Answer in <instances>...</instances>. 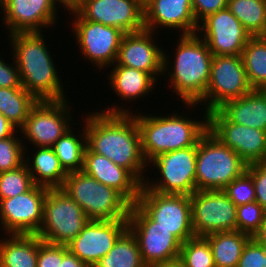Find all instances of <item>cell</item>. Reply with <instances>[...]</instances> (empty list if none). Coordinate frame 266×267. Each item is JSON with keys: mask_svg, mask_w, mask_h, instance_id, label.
Masks as SVG:
<instances>
[{"mask_svg": "<svg viewBox=\"0 0 266 267\" xmlns=\"http://www.w3.org/2000/svg\"><path fill=\"white\" fill-rule=\"evenodd\" d=\"M111 107L85 115L87 147L129 170L143 184L146 179L144 172L149 169L143 156L135 113L131 111L133 108Z\"/></svg>", "mask_w": 266, "mask_h": 267, "instance_id": "1", "label": "cell"}, {"mask_svg": "<svg viewBox=\"0 0 266 267\" xmlns=\"http://www.w3.org/2000/svg\"><path fill=\"white\" fill-rule=\"evenodd\" d=\"M42 32L8 35L22 87L37 101L64 100V87ZM55 65V66H54Z\"/></svg>", "mask_w": 266, "mask_h": 267, "instance_id": "2", "label": "cell"}, {"mask_svg": "<svg viewBox=\"0 0 266 267\" xmlns=\"http://www.w3.org/2000/svg\"><path fill=\"white\" fill-rule=\"evenodd\" d=\"M178 36L175 52H172L173 59L163 49L162 77L168 75L169 89L184 104H197L206 93L213 54L197 33Z\"/></svg>", "mask_w": 266, "mask_h": 267, "instance_id": "3", "label": "cell"}, {"mask_svg": "<svg viewBox=\"0 0 266 267\" xmlns=\"http://www.w3.org/2000/svg\"><path fill=\"white\" fill-rule=\"evenodd\" d=\"M135 112L140 135L143 156L147 163L160 154L197 145L208 131V112L204 110L201 120L190 118L184 111L176 110L167 116L141 114ZM184 113V114H183Z\"/></svg>", "mask_w": 266, "mask_h": 267, "instance_id": "4", "label": "cell"}, {"mask_svg": "<svg viewBox=\"0 0 266 267\" xmlns=\"http://www.w3.org/2000/svg\"><path fill=\"white\" fill-rule=\"evenodd\" d=\"M61 189L85 212L89 220H127L131 203L117 190L83 171L70 172Z\"/></svg>", "mask_w": 266, "mask_h": 267, "instance_id": "5", "label": "cell"}, {"mask_svg": "<svg viewBox=\"0 0 266 267\" xmlns=\"http://www.w3.org/2000/svg\"><path fill=\"white\" fill-rule=\"evenodd\" d=\"M247 164L209 130L197 143L196 191L223 190L246 171Z\"/></svg>", "mask_w": 266, "mask_h": 267, "instance_id": "6", "label": "cell"}, {"mask_svg": "<svg viewBox=\"0 0 266 267\" xmlns=\"http://www.w3.org/2000/svg\"><path fill=\"white\" fill-rule=\"evenodd\" d=\"M196 154L197 145L160 154L148 163L160 176L146 177L143 185L160 194L192 195L196 191Z\"/></svg>", "mask_w": 266, "mask_h": 267, "instance_id": "7", "label": "cell"}, {"mask_svg": "<svg viewBox=\"0 0 266 267\" xmlns=\"http://www.w3.org/2000/svg\"><path fill=\"white\" fill-rule=\"evenodd\" d=\"M252 90L241 55H213L205 96L197 103L198 105L184 104L187 106L184 108L194 109L202 104L201 106L204 105V109L209 113L225 102L240 98Z\"/></svg>", "mask_w": 266, "mask_h": 267, "instance_id": "8", "label": "cell"}, {"mask_svg": "<svg viewBox=\"0 0 266 267\" xmlns=\"http://www.w3.org/2000/svg\"><path fill=\"white\" fill-rule=\"evenodd\" d=\"M88 221L82 208L61 188L48 189L43 223L36 235L48 243L67 245Z\"/></svg>", "mask_w": 266, "mask_h": 267, "instance_id": "9", "label": "cell"}, {"mask_svg": "<svg viewBox=\"0 0 266 267\" xmlns=\"http://www.w3.org/2000/svg\"><path fill=\"white\" fill-rule=\"evenodd\" d=\"M136 204L158 226L169 230L181 243L195 237L190 196L160 194L148 190L142 184Z\"/></svg>", "mask_w": 266, "mask_h": 267, "instance_id": "10", "label": "cell"}, {"mask_svg": "<svg viewBox=\"0 0 266 267\" xmlns=\"http://www.w3.org/2000/svg\"><path fill=\"white\" fill-rule=\"evenodd\" d=\"M69 99L38 101L30 110L24 125L19 129L34 147H52L73 126ZM71 107V108H70ZM71 124V125H70Z\"/></svg>", "mask_w": 266, "mask_h": 267, "instance_id": "11", "label": "cell"}, {"mask_svg": "<svg viewBox=\"0 0 266 267\" xmlns=\"http://www.w3.org/2000/svg\"><path fill=\"white\" fill-rule=\"evenodd\" d=\"M70 16L73 17L71 29L84 60L88 59L99 71L114 65L124 33L116 27L83 19L76 12Z\"/></svg>", "mask_w": 266, "mask_h": 267, "instance_id": "12", "label": "cell"}, {"mask_svg": "<svg viewBox=\"0 0 266 267\" xmlns=\"http://www.w3.org/2000/svg\"><path fill=\"white\" fill-rule=\"evenodd\" d=\"M127 222L147 267L179 258L182 243L169 230L158 226L136 203L131 205Z\"/></svg>", "mask_w": 266, "mask_h": 267, "instance_id": "13", "label": "cell"}, {"mask_svg": "<svg viewBox=\"0 0 266 267\" xmlns=\"http://www.w3.org/2000/svg\"><path fill=\"white\" fill-rule=\"evenodd\" d=\"M195 236L237 230V206L223 190H200L190 195Z\"/></svg>", "mask_w": 266, "mask_h": 267, "instance_id": "14", "label": "cell"}, {"mask_svg": "<svg viewBox=\"0 0 266 267\" xmlns=\"http://www.w3.org/2000/svg\"><path fill=\"white\" fill-rule=\"evenodd\" d=\"M49 188L34 185L29 191L0 200L4 234H37L43 223L44 200Z\"/></svg>", "mask_w": 266, "mask_h": 267, "instance_id": "15", "label": "cell"}, {"mask_svg": "<svg viewBox=\"0 0 266 267\" xmlns=\"http://www.w3.org/2000/svg\"><path fill=\"white\" fill-rule=\"evenodd\" d=\"M208 130L247 165L266 161V131L232 123L218 109L208 113Z\"/></svg>", "mask_w": 266, "mask_h": 267, "instance_id": "16", "label": "cell"}, {"mask_svg": "<svg viewBox=\"0 0 266 267\" xmlns=\"http://www.w3.org/2000/svg\"><path fill=\"white\" fill-rule=\"evenodd\" d=\"M196 33L201 36L214 56L242 55L251 37L228 7L203 19L198 24Z\"/></svg>", "mask_w": 266, "mask_h": 267, "instance_id": "17", "label": "cell"}, {"mask_svg": "<svg viewBox=\"0 0 266 267\" xmlns=\"http://www.w3.org/2000/svg\"><path fill=\"white\" fill-rule=\"evenodd\" d=\"M127 228V220H89L67 244L68 250L88 267H94Z\"/></svg>", "mask_w": 266, "mask_h": 267, "instance_id": "18", "label": "cell"}, {"mask_svg": "<svg viewBox=\"0 0 266 267\" xmlns=\"http://www.w3.org/2000/svg\"><path fill=\"white\" fill-rule=\"evenodd\" d=\"M81 18L120 29L124 34L145 29L139 0H85L75 11Z\"/></svg>", "mask_w": 266, "mask_h": 267, "instance_id": "19", "label": "cell"}, {"mask_svg": "<svg viewBox=\"0 0 266 267\" xmlns=\"http://www.w3.org/2000/svg\"><path fill=\"white\" fill-rule=\"evenodd\" d=\"M56 7L59 10L61 6L54 0H4L3 25L8 35L43 32V28H54L57 23L59 12Z\"/></svg>", "mask_w": 266, "mask_h": 267, "instance_id": "20", "label": "cell"}, {"mask_svg": "<svg viewBox=\"0 0 266 267\" xmlns=\"http://www.w3.org/2000/svg\"><path fill=\"white\" fill-rule=\"evenodd\" d=\"M154 38L156 39L154 32L147 29L125 33L114 65L141 70L159 80V76H163L164 50Z\"/></svg>", "mask_w": 266, "mask_h": 267, "instance_id": "21", "label": "cell"}, {"mask_svg": "<svg viewBox=\"0 0 266 267\" xmlns=\"http://www.w3.org/2000/svg\"><path fill=\"white\" fill-rule=\"evenodd\" d=\"M145 29L156 35L158 28L179 31L180 35L195 34L198 24L193 14L192 0H150L144 5Z\"/></svg>", "mask_w": 266, "mask_h": 267, "instance_id": "22", "label": "cell"}, {"mask_svg": "<svg viewBox=\"0 0 266 267\" xmlns=\"http://www.w3.org/2000/svg\"><path fill=\"white\" fill-rule=\"evenodd\" d=\"M82 171L120 192L132 205L137 202L142 183L124 167L86 147Z\"/></svg>", "mask_w": 266, "mask_h": 267, "instance_id": "23", "label": "cell"}, {"mask_svg": "<svg viewBox=\"0 0 266 267\" xmlns=\"http://www.w3.org/2000/svg\"><path fill=\"white\" fill-rule=\"evenodd\" d=\"M218 110L232 123L266 131V91L253 89L225 102Z\"/></svg>", "mask_w": 266, "mask_h": 267, "instance_id": "24", "label": "cell"}, {"mask_svg": "<svg viewBox=\"0 0 266 267\" xmlns=\"http://www.w3.org/2000/svg\"><path fill=\"white\" fill-rule=\"evenodd\" d=\"M111 67L112 71L110 70L107 76L109 87L123 102L136 101L134 99L140 102L138 98L148 96L155 90L154 86L157 87L158 80L151 74L121 65Z\"/></svg>", "mask_w": 266, "mask_h": 267, "instance_id": "25", "label": "cell"}, {"mask_svg": "<svg viewBox=\"0 0 266 267\" xmlns=\"http://www.w3.org/2000/svg\"><path fill=\"white\" fill-rule=\"evenodd\" d=\"M33 154L27 153L24 158L35 185L49 189L61 188L68 173L51 147H35ZM35 153V154H34ZM28 154L32 156L29 157ZM32 160V161H31Z\"/></svg>", "mask_w": 266, "mask_h": 267, "instance_id": "26", "label": "cell"}, {"mask_svg": "<svg viewBox=\"0 0 266 267\" xmlns=\"http://www.w3.org/2000/svg\"><path fill=\"white\" fill-rule=\"evenodd\" d=\"M5 237L0 239V267H37L38 235L6 234Z\"/></svg>", "mask_w": 266, "mask_h": 267, "instance_id": "27", "label": "cell"}, {"mask_svg": "<svg viewBox=\"0 0 266 267\" xmlns=\"http://www.w3.org/2000/svg\"><path fill=\"white\" fill-rule=\"evenodd\" d=\"M205 238L210 243L215 267H237L250 235L238 230L212 233Z\"/></svg>", "mask_w": 266, "mask_h": 267, "instance_id": "28", "label": "cell"}, {"mask_svg": "<svg viewBox=\"0 0 266 267\" xmlns=\"http://www.w3.org/2000/svg\"><path fill=\"white\" fill-rule=\"evenodd\" d=\"M84 127H80L78 134L73 127L68 130L62 137H60L51 147L58 157L61 166L67 172L82 171L84 164V154L87 147L85 119ZM73 129V130H72Z\"/></svg>", "mask_w": 266, "mask_h": 267, "instance_id": "29", "label": "cell"}, {"mask_svg": "<svg viewBox=\"0 0 266 267\" xmlns=\"http://www.w3.org/2000/svg\"><path fill=\"white\" fill-rule=\"evenodd\" d=\"M94 267H147L142 258L135 235L127 228L112 249Z\"/></svg>", "mask_w": 266, "mask_h": 267, "instance_id": "30", "label": "cell"}, {"mask_svg": "<svg viewBox=\"0 0 266 267\" xmlns=\"http://www.w3.org/2000/svg\"><path fill=\"white\" fill-rule=\"evenodd\" d=\"M37 102L23 87L0 88V113L18 130Z\"/></svg>", "mask_w": 266, "mask_h": 267, "instance_id": "31", "label": "cell"}, {"mask_svg": "<svg viewBox=\"0 0 266 267\" xmlns=\"http://www.w3.org/2000/svg\"><path fill=\"white\" fill-rule=\"evenodd\" d=\"M241 56L251 87L264 90L266 88V38L251 36Z\"/></svg>", "mask_w": 266, "mask_h": 267, "instance_id": "32", "label": "cell"}, {"mask_svg": "<svg viewBox=\"0 0 266 267\" xmlns=\"http://www.w3.org/2000/svg\"><path fill=\"white\" fill-rule=\"evenodd\" d=\"M228 8L251 36L266 34V0H228Z\"/></svg>", "mask_w": 266, "mask_h": 267, "instance_id": "33", "label": "cell"}, {"mask_svg": "<svg viewBox=\"0 0 266 267\" xmlns=\"http://www.w3.org/2000/svg\"><path fill=\"white\" fill-rule=\"evenodd\" d=\"M179 260L184 267H215L210 243L195 236L181 244Z\"/></svg>", "mask_w": 266, "mask_h": 267, "instance_id": "34", "label": "cell"}, {"mask_svg": "<svg viewBox=\"0 0 266 267\" xmlns=\"http://www.w3.org/2000/svg\"><path fill=\"white\" fill-rule=\"evenodd\" d=\"M34 185L25 163L16 169L0 172V200L23 194Z\"/></svg>", "mask_w": 266, "mask_h": 267, "instance_id": "35", "label": "cell"}, {"mask_svg": "<svg viewBox=\"0 0 266 267\" xmlns=\"http://www.w3.org/2000/svg\"><path fill=\"white\" fill-rule=\"evenodd\" d=\"M18 136V137H17ZM18 133L0 140V172L18 168L24 164L26 144Z\"/></svg>", "mask_w": 266, "mask_h": 267, "instance_id": "36", "label": "cell"}, {"mask_svg": "<svg viewBox=\"0 0 266 267\" xmlns=\"http://www.w3.org/2000/svg\"><path fill=\"white\" fill-rule=\"evenodd\" d=\"M266 210L256 201L237 206V230L254 237L260 230Z\"/></svg>", "mask_w": 266, "mask_h": 267, "instance_id": "37", "label": "cell"}, {"mask_svg": "<svg viewBox=\"0 0 266 267\" xmlns=\"http://www.w3.org/2000/svg\"><path fill=\"white\" fill-rule=\"evenodd\" d=\"M223 191L236 206L255 201L253 179L247 171L232 180Z\"/></svg>", "mask_w": 266, "mask_h": 267, "instance_id": "38", "label": "cell"}, {"mask_svg": "<svg viewBox=\"0 0 266 267\" xmlns=\"http://www.w3.org/2000/svg\"><path fill=\"white\" fill-rule=\"evenodd\" d=\"M68 251L67 245L48 243L38 236L37 267H60Z\"/></svg>", "mask_w": 266, "mask_h": 267, "instance_id": "39", "label": "cell"}, {"mask_svg": "<svg viewBox=\"0 0 266 267\" xmlns=\"http://www.w3.org/2000/svg\"><path fill=\"white\" fill-rule=\"evenodd\" d=\"M237 267H266L265 246L252 237L245 245Z\"/></svg>", "mask_w": 266, "mask_h": 267, "instance_id": "40", "label": "cell"}, {"mask_svg": "<svg viewBox=\"0 0 266 267\" xmlns=\"http://www.w3.org/2000/svg\"><path fill=\"white\" fill-rule=\"evenodd\" d=\"M255 188V201L266 210V161L247 165Z\"/></svg>", "mask_w": 266, "mask_h": 267, "instance_id": "41", "label": "cell"}, {"mask_svg": "<svg viewBox=\"0 0 266 267\" xmlns=\"http://www.w3.org/2000/svg\"><path fill=\"white\" fill-rule=\"evenodd\" d=\"M193 14L199 24L208 15L228 7V0H192Z\"/></svg>", "mask_w": 266, "mask_h": 267, "instance_id": "42", "label": "cell"}, {"mask_svg": "<svg viewBox=\"0 0 266 267\" xmlns=\"http://www.w3.org/2000/svg\"><path fill=\"white\" fill-rule=\"evenodd\" d=\"M11 59L12 64H9L0 58V88L22 87L17 65L13 57Z\"/></svg>", "mask_w": 266, "mask_h": 267, "instance_id": "43", "label": "cell"}, {"mask_svg": "<svg viewBox=\"0 0 266 267\" xmlns=\"http://www.w3.org/2000/svg\"><path fill=\"white\" fill-rule=\"evenodd\" d=\"M17 131L19 130L0 113V140L16 134Z\"/></svg>", "mask_w": 266, "mask_h": 267, "instance_id": "44", "label": "cell"}, {"mask_svg": "<svg viewBox=\"0 0 266 267\" xmlns=\"http://www.w3.org/2000/svg\"><path fill=\"white\" fill-rule=\"evenodd\" d=\"M60 267H88L76 255L68 251L62 259Z\"/></svg>", "mask_w": 266, "mask_h": 267, "instance_id": "45", "label": "cell"}, {"mask_svg": "<svg viewBox=\"0 0 266 267\" xmlns=\"http://www.w3.org/2000/svg\"><path fill=\"white\" fill-rule=\"evenodd\" d=\"M56 5H60L64 8V10L71 12H75L85 0H54Z\"/></svg>", "mask_w": 266, "mask_h": 267, "instance_id": "46", "label": "cell"}, {"mask_svg": "<svg viewBox=\"0 0 266 267\" xmlns=\"http://www.w3.org/2000/svg\"><path fill=\"white\" fill-rule=\"evenodd\" d=\"M258 243L266 247V212L260 230L253 237Z\"/></svg>", "mask_w": 266, "mask_h": 267, "instance_id": "47", "label": "cell"}, {"mask_svg": "<svg viewBox=\"0 0 266 267\" xmlns=\"http://www.w3.org/2000/svg\"><path fill=\"white\" fill-rule=\"evenodd\" d=\"M148 267H184L182 262L178 259L171 260L168 262H159L149 265Z\"/></svg>", "mask_w": 266, "mask_h": 267, "instance_id": "48", "label": "cell"}, {"mask_svg": "<svg viewBox=\"0 0 266 267\" xmlns=\"http://www.w3.org/2000/svg\"><path fill=\"white\" fill-rule=\"evenodd\" d=\"M0 12L4 11V0H0Z\"/></svg>", "mask_w": 266, "mask_h": 267, "instance_id": "49", "label": "cell"}, {"mask_svg": "<svg viewBox=\"0 0 266 267\" xmlns=\"http://www.w3.org/2000/svg\"><path fill=\"white\" fill-rule=\"evenodd\" d=\"M143 5H145L146 3H148L150 0H139Z\"/></svg>", "mask_w": 266, "mask_h": 267, "instance_id": "50", "label": "cell"}]
</instances>
